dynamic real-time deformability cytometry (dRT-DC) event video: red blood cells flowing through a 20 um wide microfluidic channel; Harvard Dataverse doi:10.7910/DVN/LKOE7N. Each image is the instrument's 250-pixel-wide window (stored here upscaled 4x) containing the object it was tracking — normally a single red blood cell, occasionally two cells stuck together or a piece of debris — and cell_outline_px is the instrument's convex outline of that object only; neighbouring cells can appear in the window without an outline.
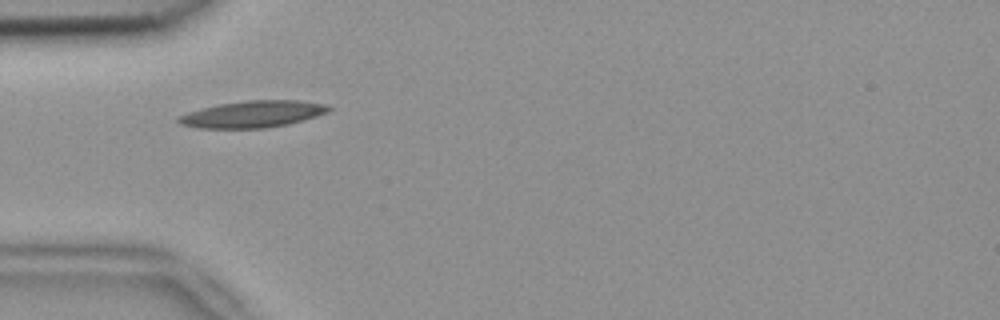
{"species": "common noctule bat (a hibernating species)", "species_latin": "Nyctalus noctula", "temperature_condition": "room temperature", "stored_images_in_passage": 3, "camera_frame_rate_fps": 3000, "um_per_image_px": 0.085, "animal": {"sex": "female", "body_mass_g": 18.4}, "frame": {"image": 1, "passage_image": 1, "time_ms": 0.0, "image_size_px": [1000, 320], "cell_outline_px": [[332, 108], [328, 112], [316, 116], [288, 124], [264, 128], [200, 128], [180, 124], [176, 120], [176, 116], [200, 108], [216, 104], [244, 100], [296, 100], [328, 104]], "centroid_in_image_um": [21.45, 9.69], "position_along_channel_um": 63.5, "area_um2": 23.58}}